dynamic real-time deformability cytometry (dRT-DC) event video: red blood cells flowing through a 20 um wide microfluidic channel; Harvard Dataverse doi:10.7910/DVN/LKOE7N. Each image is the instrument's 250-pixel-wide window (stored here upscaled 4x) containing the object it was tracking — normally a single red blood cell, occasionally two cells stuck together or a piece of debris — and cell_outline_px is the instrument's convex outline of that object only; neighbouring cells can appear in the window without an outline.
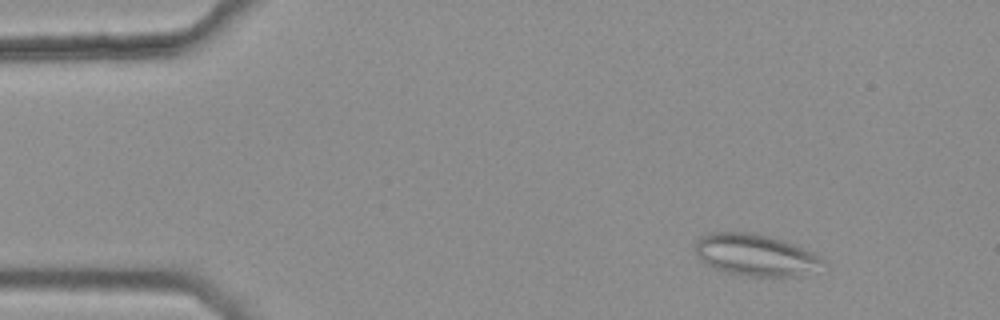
{"species": "common noctule bat (a hibernating species)", "species_latin": "Nyctalus noctula", "temperature_condition": "warm", "stored_images_in_passage": 6, "camera_frame_rate_fps": 3000, "um_per_image_px": 0.085, "animal": {"sex": "female", "body_mass_g": 25.1}, "frame": {"image": 1, "passage_image": 2, "time_ms": 0.333, "image_size_px": [1000, 320], "cell_outline_px": [[828, 264], [800, 276], [748, 276], [728, 272], [712, 268], [704, 264], [696, 256], [692, 244], [700, 236], [708, 232], [756, 232], [784, 240], [796, 244], [816, 252], [828, 260]], "centroid_in_image_um": [64.23, 21.65], "position_along_channel_um": 20.8, "area_um2": 32.14}}